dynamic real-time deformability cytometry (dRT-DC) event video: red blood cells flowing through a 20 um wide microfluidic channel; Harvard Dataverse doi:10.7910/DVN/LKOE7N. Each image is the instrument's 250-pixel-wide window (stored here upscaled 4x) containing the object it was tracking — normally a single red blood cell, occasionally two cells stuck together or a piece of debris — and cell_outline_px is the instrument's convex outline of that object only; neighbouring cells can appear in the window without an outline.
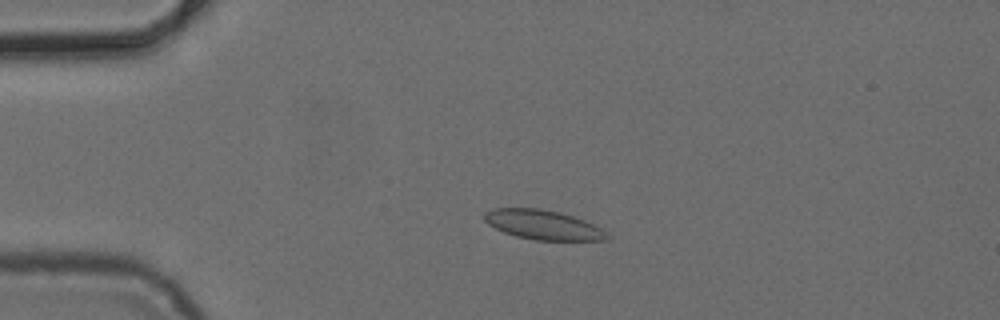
{"species": "common noctule bat (a hibernating species)", "species_latin": "Nyctalus noctula", "temperature_condition": "cold", "stored_images_in_passage": 3, "camera_frame_rate_fps": 3000, "um_per_image_px": 0.085, "animal": {"sex": "female", "body_mass_g": 24.6, "forearm_length_mm": 56.2}, "frame": {"image": 1, "passage_image": 2, "time_ms": 1.333, "image_size_px": [1000, 320], "cell_outline_px": [[608, 236], [604, 240], [536, 240], [516, 236], [504, 232], [488, 224], [484, 220], [484, 212], [492, 208], [540, 208], [560, 212], [584, 220], [600, 228]], "centroid_in_image_um": [46.1, 19.09], "position_along_channel_um": 38.9, "area_um2": 20.87}}